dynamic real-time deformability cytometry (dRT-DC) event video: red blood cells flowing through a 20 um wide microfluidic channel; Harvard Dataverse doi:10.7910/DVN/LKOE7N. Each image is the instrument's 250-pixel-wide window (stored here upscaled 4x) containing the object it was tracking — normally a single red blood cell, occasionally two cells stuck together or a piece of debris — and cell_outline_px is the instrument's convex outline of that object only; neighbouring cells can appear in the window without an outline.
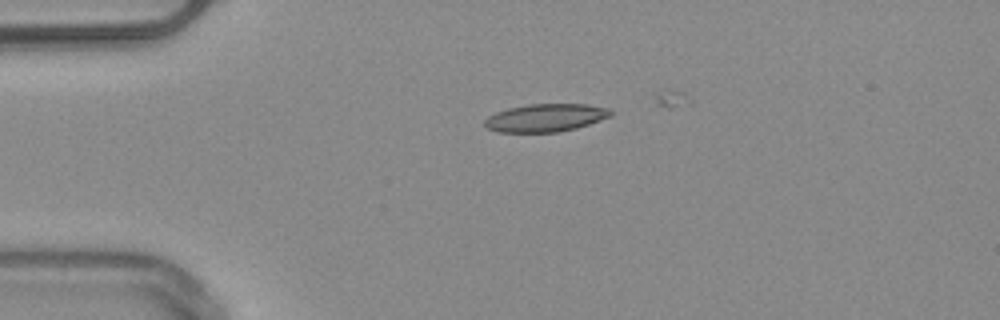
{"species": "common noctule bat (a hibernating species)", "species_latin": "Nyctalus noctula", "temperature_condition": "warm", "stored_images_in_passage": 8, "camera_frame_rate_fps": 3000, "um_per_image_px": 0.085, "animal": {"sex": "male", "body_mass_g": 20.4}, "frame": {"image": 1, "passage_image": 1, "time_ms": 0.0, "image_size_px": [1000, 320], "cell_outline_px": [[612, 116], [576, 128], [556, 132], [496, 132], [488, 128], [484, 124], [484, 120], [488, 116], [496, 112], [508, 108], [528, 104], [588, 104], [608, 108], [612, 112]], "centroid_in_image_um": [46.36, 10.01], "position_along_channel_um": 38.6, "area_um2": 20.46}}
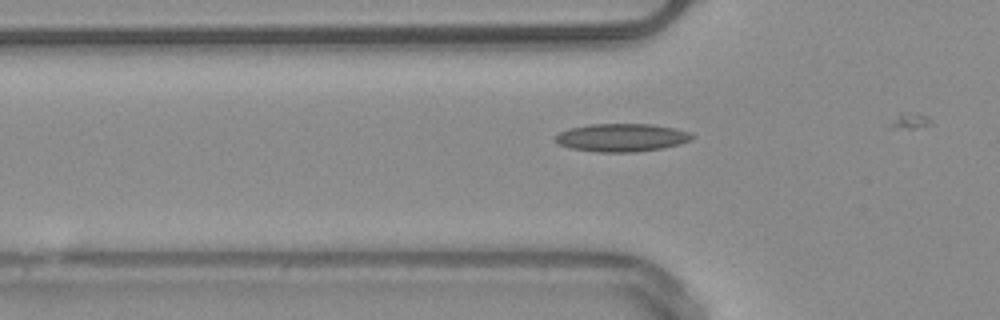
{"frame": {"image": 2, "passage_image": 6, "time_ms": 1.667, "image_size_px": [1000, 320], "cell_outline_px": [[696, 136], [692, 140], [680, 144], [664, 148], [636, 152], [596, 152], [572, 148], [560, 144], [552, 136], [568, 128], [588, 124], [652, 124], [676, 128], [688, 132]], "centroid_in_image_um": [52.87, 11.69], "position_along_channel_um": 72.9, "area_um2": 22.54}}